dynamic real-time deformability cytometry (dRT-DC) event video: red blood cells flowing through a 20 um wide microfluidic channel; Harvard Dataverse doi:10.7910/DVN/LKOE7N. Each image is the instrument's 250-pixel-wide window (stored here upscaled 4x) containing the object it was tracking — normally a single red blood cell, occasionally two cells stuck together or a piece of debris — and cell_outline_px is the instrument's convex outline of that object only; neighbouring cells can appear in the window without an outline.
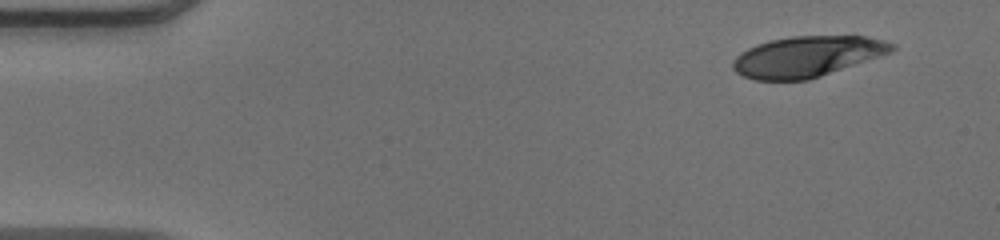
{"species": "human", "species_latin": "Homo sapiens", "temperature_condition": "warm", "stored_images_in_passage": 47, "camera_frame_rate_fps": 3000, "um_per_image_px": 0.085, "donor": {"sex": "male"}, "frame": {"image": 1, "passage_image": 1, "time_ms": 0.0, "image_size_px": [1000, 240], "cell_outline_px": [[896, 48], [892, 52], [808, 80], [756, 80], [744, 76], [736, 72], [732, 68], [732, 60], [740, 52], [756, 44], [768, 40], [792, 36], [864, 36], [884, 40], [896, 44]], "centroid_in_image_um": [68.59, 4.79], "position_along_channel_um": 16.4, "area_um2": 37.74}}
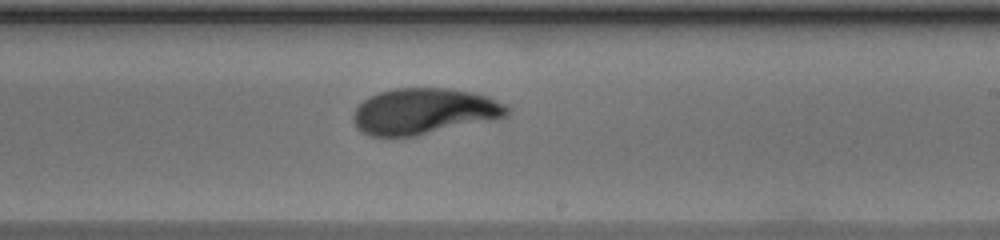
{"frame": {"image": 2, "passage_image": 27, "time_ms": 8.667, "image_size_px": [1000, 240], "cell_outline_px": [[508, 116], [416, 136], [372, 136], [360, 132], [356, 128], [352, 120], [352, 116], [356, 108], [368, 96], [392, 88], [448, 88], [472, 92], [488, 96], [504, 104], [508, 108]], "centroid_in_image_um": [35.99, 9.46], "position_along_channel_um": 253.0, "area_um2": 41.21}}
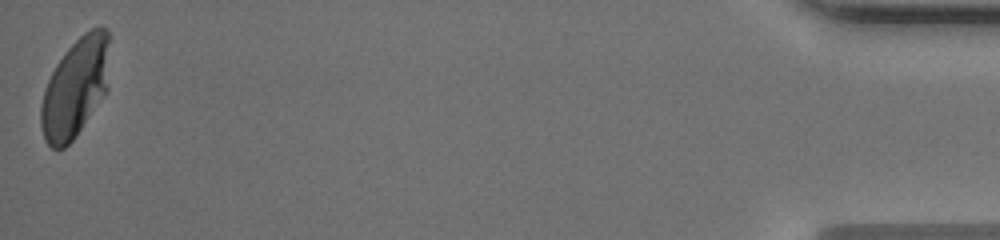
{"frame": {"image": 3, "passage_image": 47, "time_ms": 15.333, "image_size_px": [1000, 240], "cell_outline_px": [[108, 88], [104, 96], [72, 140], [64, 148], [52, 148], [44, 140], [40, 124], [40, 108], [44, 88], [56, 64], [68, 48], [84, 32], [100, 24], [108, 28]], "centroid_in_image_um": [6.39, 7.44], "position_along_channel_um": 428.8, "area_um2": 39.59}, "authors_computed_cell_mechanics": {"area_um2": 40.2866, "velocity_mm_per_s": 4.0425, "shape_relaxation_time_tau1_ms": 6.011, "shape_relaxation_time_tau2_ms": 0.9437, "deformation_change_tau1": 0.257, "deformation_change_tau2": 0.0504}}